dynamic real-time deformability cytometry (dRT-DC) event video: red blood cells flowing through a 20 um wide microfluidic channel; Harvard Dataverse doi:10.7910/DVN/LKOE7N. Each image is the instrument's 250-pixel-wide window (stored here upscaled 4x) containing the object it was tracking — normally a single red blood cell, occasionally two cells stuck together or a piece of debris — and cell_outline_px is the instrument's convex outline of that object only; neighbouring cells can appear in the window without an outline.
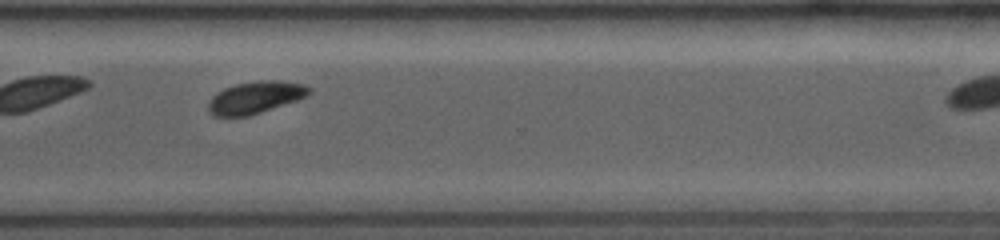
{"species": "common noctule bat (a hibernating species)", "species_latin": "Nyctalus noctula", "temperature_condition": "room temperature", "stored_images_in_passage": 27, "camera_frame_rate_fps": 4000, "um_per_image_px": 0.085, "animal": {"sex": "female", "body_mass_g": 19.0, "forearm_length_mm": 53.3}, "frame": {"image": 1, "passage_image": 24, "time_ms": 7.0, "image_size_px": [1000, 240], "cell_outline_px": [[312, 92], [308, 96], [248, 116], [212, 116], [208, 112], [208, 100], [216, 92], [224, 88], [236, 84], [260, 80], [280, 80], [304, 84], [312, 88]], "centroid_in_image_um": [21.7, 8.27], "position_along_channel_um": 348.9, "area_um2": 18.96}}